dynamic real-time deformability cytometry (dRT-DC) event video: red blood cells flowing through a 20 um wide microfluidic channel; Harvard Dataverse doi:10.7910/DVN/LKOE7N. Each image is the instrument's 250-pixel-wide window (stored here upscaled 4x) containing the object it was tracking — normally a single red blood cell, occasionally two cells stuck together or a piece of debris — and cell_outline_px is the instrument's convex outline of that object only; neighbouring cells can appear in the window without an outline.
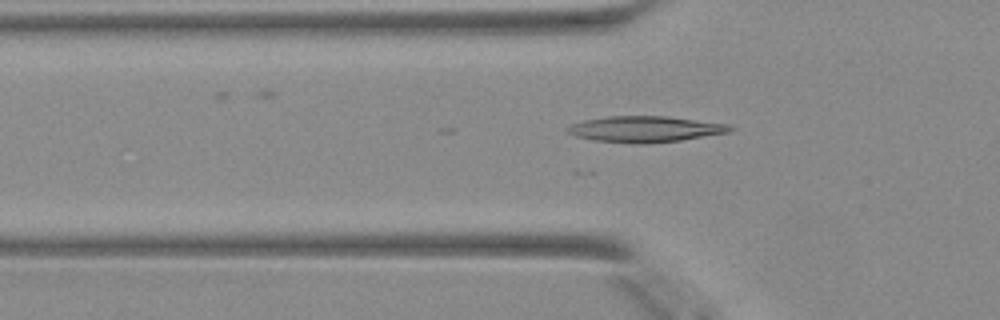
{"species": "Egyptian fruit bat (a non-hibernating species)", "species_latin": "Rousettus aegyptiacus", "temperature_condition": "warm", "stored_images_in_passage": 12, "camera_frame_rate_fps": 3000, "um_per_image_px": 0.085, "animal": {"sex": "female"}, "frame": {"image": 1, "passage_image": 9, "time_ms": 2.667, "image_size_px": [1000, 320], "cell_outline_px": [[732, 132], [680, 140], [644, 144], [640, 144], [596, 140], [576, 136], [568, 132], [568, 128], [572, 124], [584, 120], [608, 116], [664, 116], [728, 124], [732, 128]], "centroid_in_image_um": [54.86, 10.97], "position_along_channel_um": 70.9, "area_um2": 24.28}}